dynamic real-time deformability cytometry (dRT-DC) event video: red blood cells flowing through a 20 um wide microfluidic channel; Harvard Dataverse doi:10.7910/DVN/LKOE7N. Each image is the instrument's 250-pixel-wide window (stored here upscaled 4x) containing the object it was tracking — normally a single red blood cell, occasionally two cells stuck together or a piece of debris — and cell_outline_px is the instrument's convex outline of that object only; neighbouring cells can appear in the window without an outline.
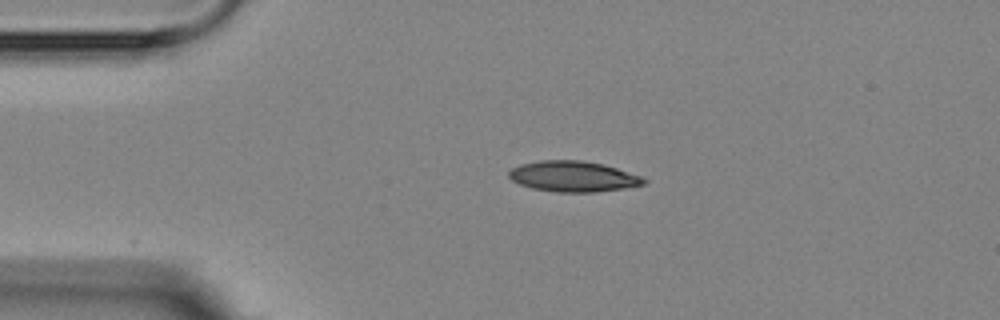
{"species": "Egyptian fruit bat (a non-hibernating species)", "species_latin": "Rousettus aegyptiacus", "temperature_condition": "room temperature", "stored_images_in_passage": 2, "camera_frame_rate_fps": 3000, "um_per_image_px": 0.085, "animal": {"sex": "female"}, "frame": {"image": 1, "passage_image": 1, "time_ms": 0.0, "image_size_px": [1000, 320], "cell_outline_px": [[648, 180], [644, 184], [624, 188], [596, 192], [556, 192], [532, 188], [520, 184], [512, 180], [508, 176], [508, 172], [512, 168], [520, 164], [540, 160], [580, 160], [604, 164], [640, 176]], "centroid_in_image_um": [48.7, 14.99], "position_along_channel_um": 36.3, "area_um2": 24.04}}